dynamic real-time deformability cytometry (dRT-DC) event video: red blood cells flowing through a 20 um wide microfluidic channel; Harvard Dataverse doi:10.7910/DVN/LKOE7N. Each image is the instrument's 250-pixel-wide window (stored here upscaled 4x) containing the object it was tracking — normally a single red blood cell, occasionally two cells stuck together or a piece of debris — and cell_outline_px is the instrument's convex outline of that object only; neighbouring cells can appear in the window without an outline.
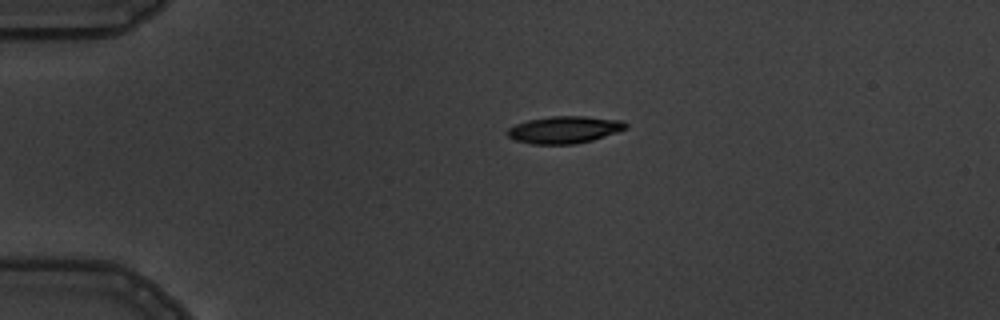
{"species": "common noctule bat (a hibernating species)", "species_latin": "Nyctalus noctula", "temperature_condition": "warm", "stored_images_in_passage": 2, "camera_frame_rate_fps": 3000, "um_per_image_px": 0.085, "animal": {"sex": "male", "body_mass_g": 19.5, "forearm_length_mm": 54.6}, "frame": {"image": 1, "passage_image": 1, "time_ms": 0.0, "image_size_px": [1000, 320], "cell_outline_px": [[628, 128], [592, 140], [576, 144], [532, 144], [516, 140], [508, 136], [508, 128], [516, 124], [528, 120], [552, 116], [584, 116], [620, 120], [628, 124]], "centroid_in_image_um": [47.98, 11.02], "position_along_channel_um": 37.0, "area_um2": 18.55}}